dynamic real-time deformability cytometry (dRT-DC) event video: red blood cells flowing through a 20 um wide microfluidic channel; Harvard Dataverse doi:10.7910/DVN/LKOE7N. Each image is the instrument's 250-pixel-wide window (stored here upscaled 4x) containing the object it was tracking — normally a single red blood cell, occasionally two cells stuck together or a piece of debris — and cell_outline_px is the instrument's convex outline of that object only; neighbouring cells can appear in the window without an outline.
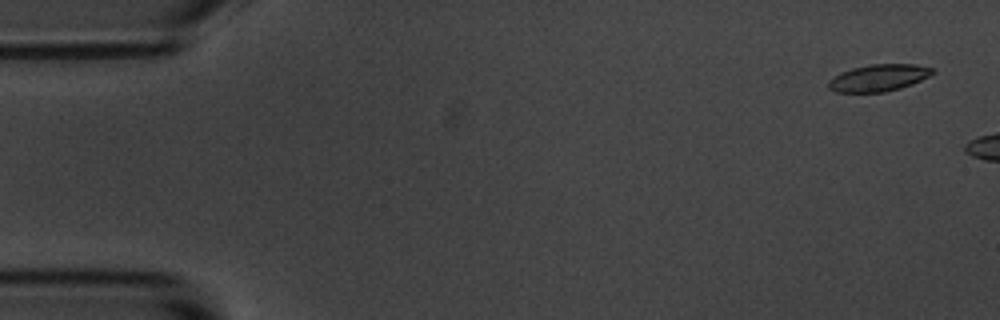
{"species": "common noctule bat (a hibernating species)", "species_latin": "Nyctalus noctula", "temperature_condition": "room temperature", "stored_images_in_passage": 12, "camera_frame_rate_fps": 3000, "um_per_image_px": 0.085, "animal": {"sex": "male", "body_mass_g": 20.1, "forearm_length_mm": 53.5}, "frame": {"image": 1, "passage_image": 1, "time_ms": 0.0, "image_size_px": [1000, 320], "cell_outline_px": [[936, 72], [912, 84], [900, 88], [884, 92], [836, 92], [828, 88], [828, 80], [840, 72], [852, 68], [872, 64], [916, 64], [932, 68]], "centroid_in_image_um": [74.66, 6.61], "position_along_channel_um": 10.3, "area_um2": 16.3}}
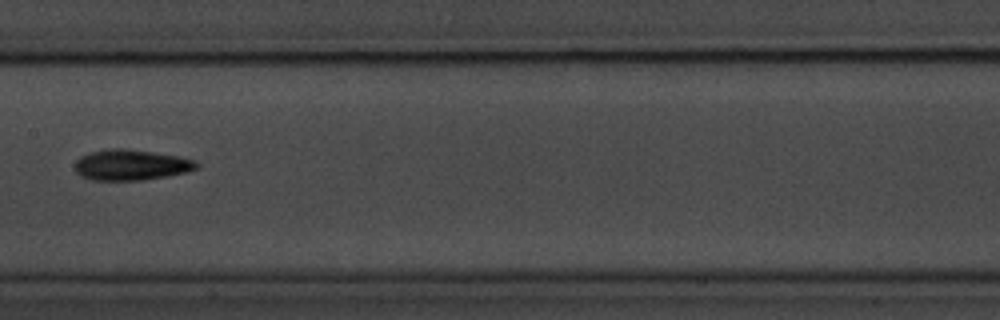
{"frame": {"image": 2, "passage_image": 9, "time_ms": 10.333, "image_size_px": [1000, 320], "cell_outline_px": [[200, 164], [196, 168], [184, 172], [168, 176], [144, 180], [92, 180], [80, 176], [72, 168], [76, 160], [80, 156], [88, 152], [108, 148], [124, 148], [180, 156], [196, 160]], "centroid_in_image_um": [11.09, 14.01], "position_along_channel_um": 196.3, "area_um2": 22.08}}
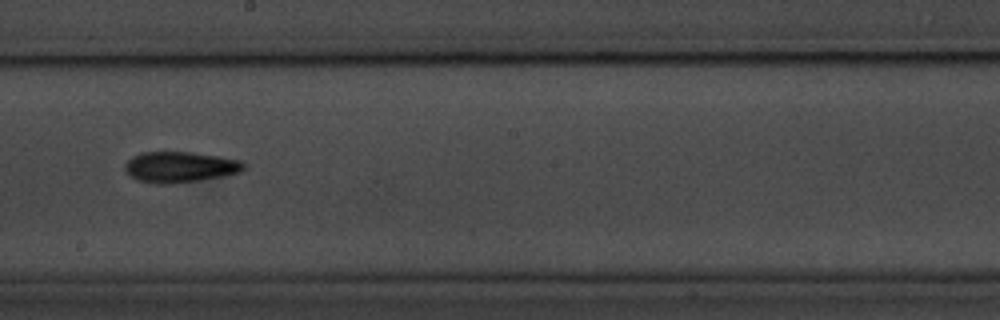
{"frame": {"image": 3, "passage_image": 10, "time_ms": 11.333, "image_size_px": [1000, 320], "cell_outline_px": [[244, 168], [240, 172], [224, 176], [200, 180], [168, 184], [156, 184], [136, 180], [124, 168], [124, 164], [132, 156], [144, 152], [192, 152], [220, 156], [240, 160], [244, 164]], "centroid_in_image_um": [15.29, 14.19], "position_along_channel_um": 232.9, "area_um2": 21.33}}